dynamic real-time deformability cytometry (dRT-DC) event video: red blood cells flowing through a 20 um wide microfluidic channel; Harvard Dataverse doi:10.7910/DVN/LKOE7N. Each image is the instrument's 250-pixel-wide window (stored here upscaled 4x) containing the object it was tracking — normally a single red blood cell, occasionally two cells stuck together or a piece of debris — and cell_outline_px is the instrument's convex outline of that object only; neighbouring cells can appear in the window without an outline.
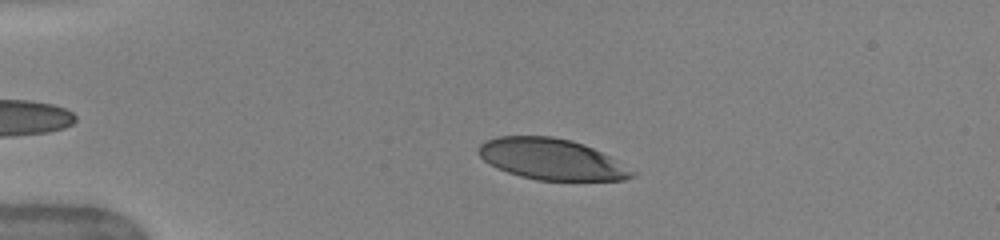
{"species": "human", "species_latin": "Homo sapiens", "temperature_condition": "warm", "stored_images_in_passage": 43, "camera_frame_rate_fps": 3000, "um_per_image_px": 0.085, "donor": {"sex": "female"}, "frame": {"image": 1, "passage_image": 10, "time_ms": 3.0, "image_size_px": [1000, 240], "cell_outline_px": [[636, 172], [632, 176], [624, 180], [536, 180], [520, 176], [496, 168], [488, 164], [476, 152], [476, 148], [484, 140], [500, 136], [552, 136], [572, 140], [584, 144], [616, 160]], "centroid_in_image_um": [46.81, 13.52], "position_along_channel_um": 38.2, "area_um2": 36.7}}
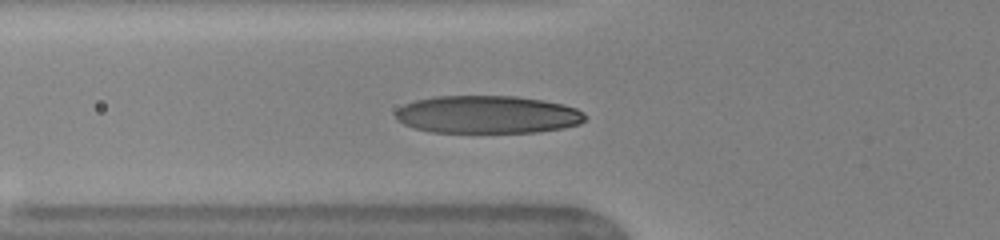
{"frame": {"image": 2, "passage_image": 17, "time_ms": 5.333, "image_size_px": [1000, 240], "cell_outline_px": [[584, 120], [580, 124], [564, 128], [536, 132], [432, 132], [412, 128], [396, 120], [396, 112], [404, 104], [416, 100], [436, 96], [516, 96], [544, 100], [564, 104], [576, 108], [584, 112]], "centroid_in_image_um": [41.44, 9.74], "position_along_channel_um": 84.4, "area_um2": 41.85}, "authors_computed_cell_mechanics": {"area_um2": 40.2288, "velocity_mm_per_s": 4.0259, "shape_relaxation_time_tau1_ms": 2.6001, "shape_relaxation_time_tau2_ms": null, "deformation_change_tau1": 0.1844, "deformation_change_tau2": null}}